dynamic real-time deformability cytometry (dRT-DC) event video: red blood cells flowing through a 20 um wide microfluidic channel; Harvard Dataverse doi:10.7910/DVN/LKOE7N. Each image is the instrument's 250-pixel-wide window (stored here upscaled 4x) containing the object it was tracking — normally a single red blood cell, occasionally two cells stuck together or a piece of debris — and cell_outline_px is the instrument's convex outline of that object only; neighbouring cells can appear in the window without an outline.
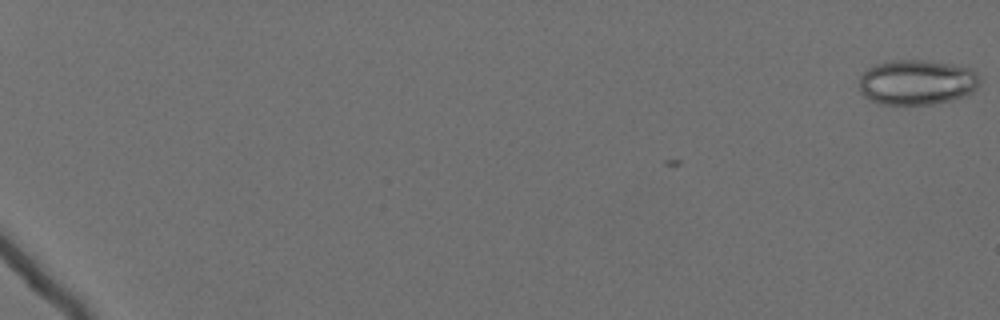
{"species": "Egyptian fruit bat (a non-hibernating species)", "species_latin": "Rousettus aegyptiacus", "temperature_condition": "cold", "stored_images_in_passage": 2, "camera_frame_rate_fps": 3000, "um_per_image_px": 0.085, "animal": {"sex": "female"}, "frame": {"image": 1, "passage_image": 2, "time_ms": 0.333, "image_size_px": [1000, 320], "cell_outline_px": [[980, 80], [976, 88], [968, 96], [952, 100], [932, 104], [880, 104], [864, 96], [860, 92], [860, 76], [868, 68], [876, 64], [892, 60], [924, 60], [952, 64], [972, 68], [976, 72]], "centroid_in_image_um": [77.96, 6.99], "position_along_channel_um": 7.0, "area_um2": 31.85}}